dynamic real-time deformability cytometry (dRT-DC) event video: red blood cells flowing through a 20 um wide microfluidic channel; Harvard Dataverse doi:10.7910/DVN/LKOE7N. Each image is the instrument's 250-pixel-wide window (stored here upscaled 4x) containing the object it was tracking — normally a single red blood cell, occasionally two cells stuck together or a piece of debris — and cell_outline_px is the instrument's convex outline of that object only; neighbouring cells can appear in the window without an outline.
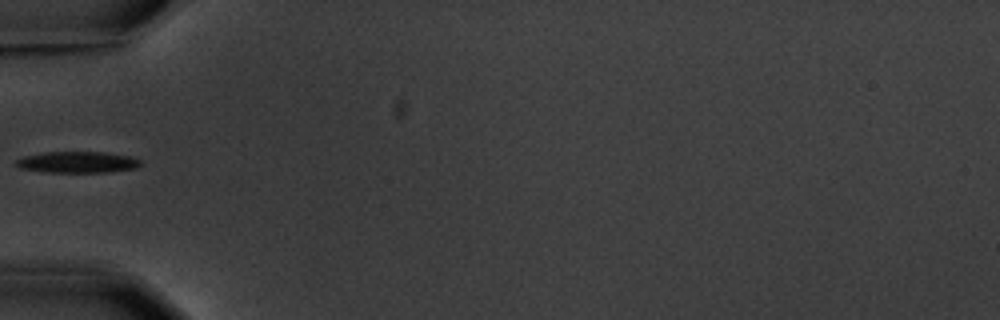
{"species": "common noctule bat (a hibernating species)", "species_latin": "Nyctalus noctula", "temperature_condition": "warm", "stored_images_in_passage": 6, "segment_of_instrument_passage": [2, 2], "camera_frame_rate_fps": 3000, "um_per_image_px": 0.085, "animal": {"sex": "male", "body_mass_g": 20.1, "forearm_length_mm": 53.5}, "frame": {"image": 1, "passage_image": 6, "time_ms": 6.667, "image_size_px": [1000, 320], "cell_outline_px": [[140, 164], [136, 168], [108, 172], [48, 172], [20, 168], [16, 164], [16, 160], [24, 156], [44, 152], [104, 152], [128, 156], [140, 160]], "centroid_in_image_um": [6.57, 13.78], "position_along_channel_um": 78.4, "area_um2": 15.26}}